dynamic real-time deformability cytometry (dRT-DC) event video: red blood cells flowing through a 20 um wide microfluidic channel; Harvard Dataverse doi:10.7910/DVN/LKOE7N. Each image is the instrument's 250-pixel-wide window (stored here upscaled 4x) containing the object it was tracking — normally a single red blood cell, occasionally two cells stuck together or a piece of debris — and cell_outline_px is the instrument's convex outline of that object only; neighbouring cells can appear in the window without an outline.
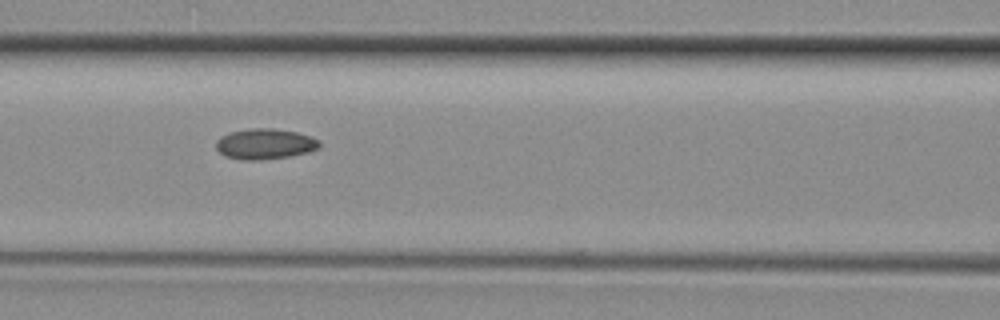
{"species": "common noctule bat (a hibernating species)", "species_latin": "Nyctalus noctula", "temperature_condition": "room temperature", "stored_images_in_passage": 5, "camera_frame_rate_fps": 3000, "um_per_image_px": 0.085, "animal": {"sex": "female", "body_mass_g": 29.2, "forearm_length_mm": 56.3}, "frame": {"image": 1, "passage_image": 4, "time_ms": 1.0, "image_size_px": [1000, 320], "cell_outline_px": [[320, 144], [316, 148], [308, 152], [288, 156], [256, 160], [244, 160], [228, 156], [220, 152], [216, 148], [216, 140], [220, 136], [232, 132], [252, 128], [272, 128], [296, 132], [312, 136], [320, 140]], "centroid_in_image_um": [22.52, 12.22], "position_along_channel_um": 144.1, "area_um2": 18.15}}
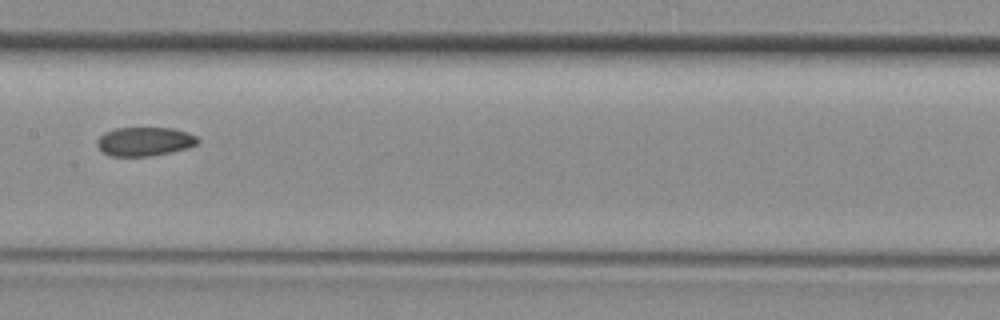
{"frame": {"image": 2, "passage_image": 5, "time_ms": 1.333, "image_size_px": [1000, 320], "cell_outline_px": [[200, 140], [196, 144], [188, 148], [148, 156], [112, 156], [104, 152], [96, 144], [96, 140], [104, 132], [116, 128], [172, 128], [188, 132], [196, 136]], "centroid_in_image_um": [12.29, 12.01], "position_along_channel_um": 195.1, "area_um2": 16.82}}